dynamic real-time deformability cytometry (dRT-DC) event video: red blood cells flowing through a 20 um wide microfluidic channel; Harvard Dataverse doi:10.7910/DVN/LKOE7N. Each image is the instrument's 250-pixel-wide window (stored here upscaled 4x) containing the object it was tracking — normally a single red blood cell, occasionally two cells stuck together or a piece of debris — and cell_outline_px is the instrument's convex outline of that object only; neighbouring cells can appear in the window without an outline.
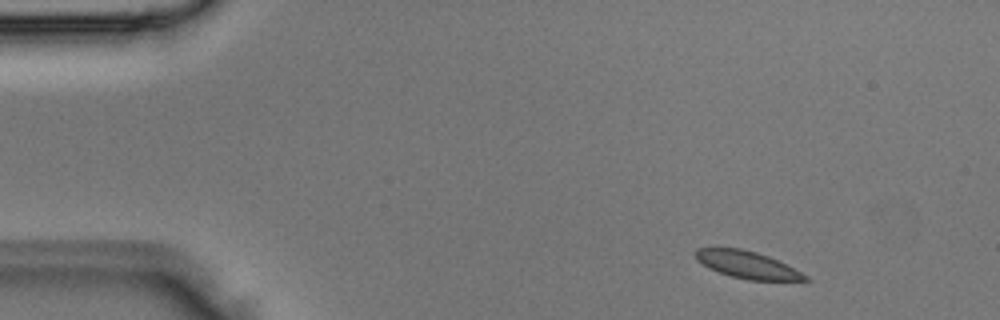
{"species": "Egyptian fruit bat (a non-hibernating species)", "species_latin": "Rousettus aegyptiacus", "temperature_condition": "room temperature", "stored_images_in_passage": 3, "camera_frame_rate_fps": 3000, "um_per_image_px": 0.085, "animal": {"sex": "male"}, "frame": {"image": 1, "passage_image": 1, "time_ms": 0.0, "image_size_px": [1000, 320], "cell_outline_px": [[812, 280], [748, 280], [732, 276], [708, 268], [696, 260], [692, 252], [696, 248], [740, 248], [756, 252], [768, 256], [808, 276]], "centroid_in_image_um": [63.44, 22.49], "position_along_channel_um": 21.6, "area_um2": 17.17}}